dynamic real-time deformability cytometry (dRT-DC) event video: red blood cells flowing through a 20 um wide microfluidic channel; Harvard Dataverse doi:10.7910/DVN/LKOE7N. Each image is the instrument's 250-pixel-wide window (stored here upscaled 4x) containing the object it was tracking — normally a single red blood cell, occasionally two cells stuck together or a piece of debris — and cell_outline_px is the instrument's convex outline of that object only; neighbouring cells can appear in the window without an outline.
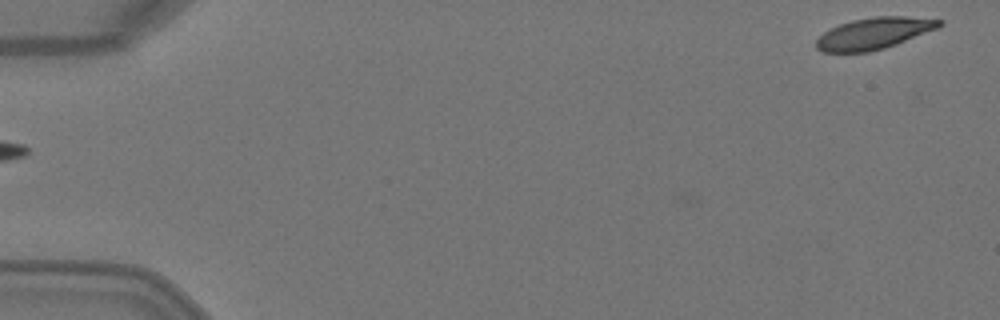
{"species": "Egyptian fruit bat (a non-hibernating species)", "species_latin": "Rousettus aegyptiacus", "temperature_condition": "warm", "stored_images_in_passage": 6, "segment_of_instrument_passage": [2, 2], "camera_frame_rate_fps": 3000, "um_per_image_px": 0.085, "animal": {"sex": "female"}, "frame": {"image": 1, "passage_image": 6, "time_ms": 1.667, "image_size_px": [1000, 320], "cell_outline_px": [[944, 24], [936, 28], [896, 44], [884, 48], [868, 52], [820, 52], [816, 48], [816, 40], [824, 32], [840, 24], [852, 20], [876, 16], [904, 16], [944, 20]], "centroid_in_image_um": [74.27, 2.83], "position_along_channel_um": 10.7, "area_um2": 22.37}}